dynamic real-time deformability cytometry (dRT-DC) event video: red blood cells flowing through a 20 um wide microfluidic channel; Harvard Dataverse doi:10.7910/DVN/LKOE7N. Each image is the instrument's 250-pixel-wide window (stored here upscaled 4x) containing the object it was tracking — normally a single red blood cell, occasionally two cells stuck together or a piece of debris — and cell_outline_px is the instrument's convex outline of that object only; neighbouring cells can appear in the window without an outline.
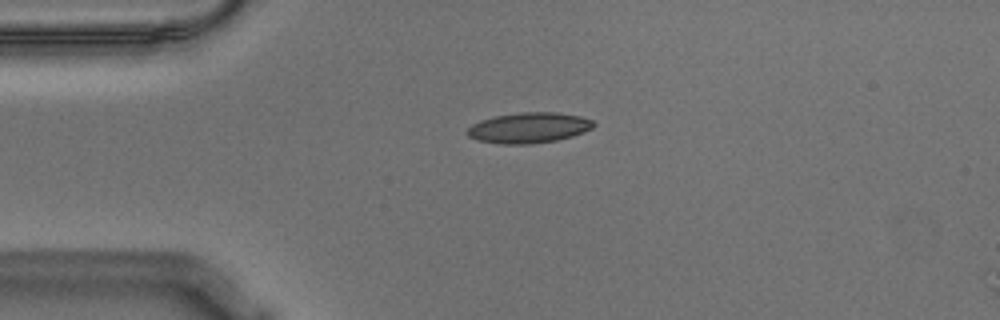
{"species": "Egyptian fruit bat (a non-hibernating species)", "species_latin": "Rousettus aegyptiacus", "temperature_condition": "warm", "stored_images_in_passage": 3, "camera_frame_rate_fps": 3000, "um_per_image_px": 0.085, "animal": {"sex": "male"}, "frame": {"image": 1, "passage_image": 1, "time_ms": 0.0, "image_size_px": [1000, 320], "cell_outline_px": [[596, 124], [592, 128], [572, 136], [556, 140], [528, 144], [500, 144], [476, 140], [468, 136], [464, 132], [472, 124], [480, 120], [496, 116], [520, 112], [556, 112], [580, 116], [592, 120]], "centroid_in_image_um": [44.91, 10.86], "position_along_channel_um": 40.1, "area_um2": 22.48}}